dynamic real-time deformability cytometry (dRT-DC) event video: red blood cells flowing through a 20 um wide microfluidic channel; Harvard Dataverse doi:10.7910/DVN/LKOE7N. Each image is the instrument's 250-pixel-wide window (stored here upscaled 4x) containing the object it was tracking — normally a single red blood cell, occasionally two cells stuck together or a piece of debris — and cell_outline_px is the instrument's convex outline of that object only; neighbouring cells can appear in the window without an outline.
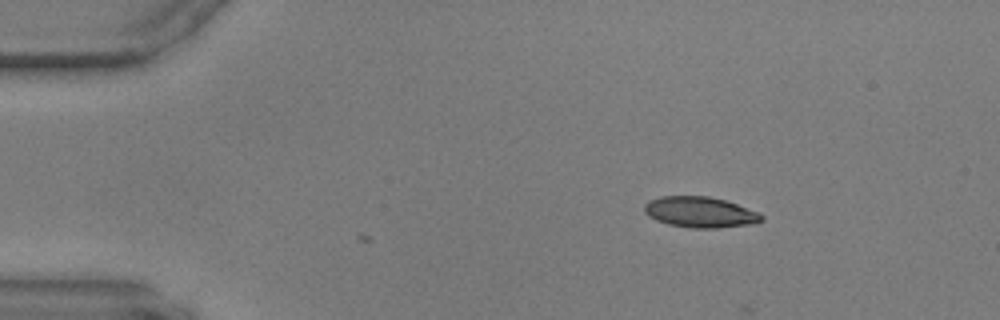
{"species": "common noctule bat (a hibernating species)", "species_latin": "Nyctalus noctula", "temperature_condition": "warm", "stored_images_in_passage": 2, "camera_frame_rate_fps": 3000, "um_per_image_px": 0.085, "animal": {"sex": "male", "body_mass_g": 17.9, "forearm_length_mm": 54.2}, "frame": {"image": 1, "passage_image": 1, "time_ms": 0.0, "image_size_px": [1000, 320], "cell_outline_px": [[764, 220], [752, 224], [720, 228], [692, 228], [668, 224], [656, 220], [648, 216], [644, 212], [644, 204], [648, 200], [660, 196], [708, 196], [724, 200], [760, 212], [764, 216]], "centroid_in_image_um": [59.51, 18.03], "position_along_channel_um": 25.5, "area_um2": 21.21}}